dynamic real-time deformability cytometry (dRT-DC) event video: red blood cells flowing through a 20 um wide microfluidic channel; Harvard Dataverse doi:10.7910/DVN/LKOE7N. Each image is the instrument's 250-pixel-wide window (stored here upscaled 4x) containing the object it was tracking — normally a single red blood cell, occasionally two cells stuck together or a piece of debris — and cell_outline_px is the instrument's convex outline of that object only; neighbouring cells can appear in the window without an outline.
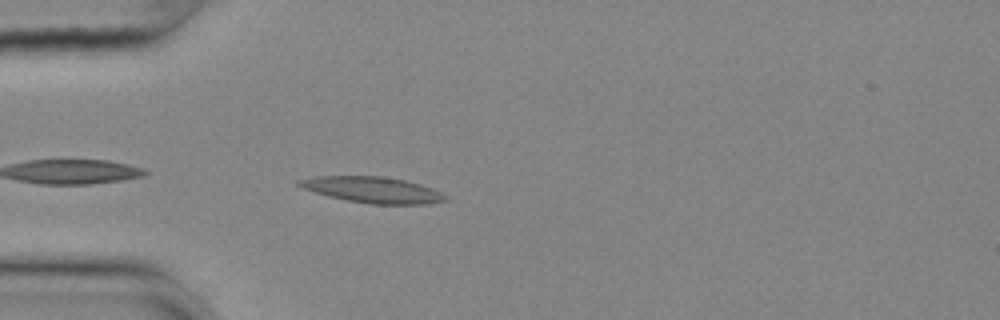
{"species": "common noctule bat (a hibernating species)", "species_latin": "Nyctalus noctula", "temperature_condition": "cold", "stored_images_in_passage": 42, "camera_frame_rate_fps": 3000, "um_per_image_px": 0.085, "animal": {"sex": "female", "body_mass_g": 25.1}, "frame": {"image": 1, "passage_image": 2, "time_ms": 0.333, "image_size_px": [1000, 320], "cell_outline_px": [[448, 200], [424, 204], [368, 204], [328, 196], [304, 188], [296, 184], [296, 180], [316, 176], [380, 176], [404, 180], [420, 184], [432, 188], [448, 196]], "centroid_in_image_um": [31.68, 16.13], "position_along_channel_um": 53.3, "area_um2": 22.08}}
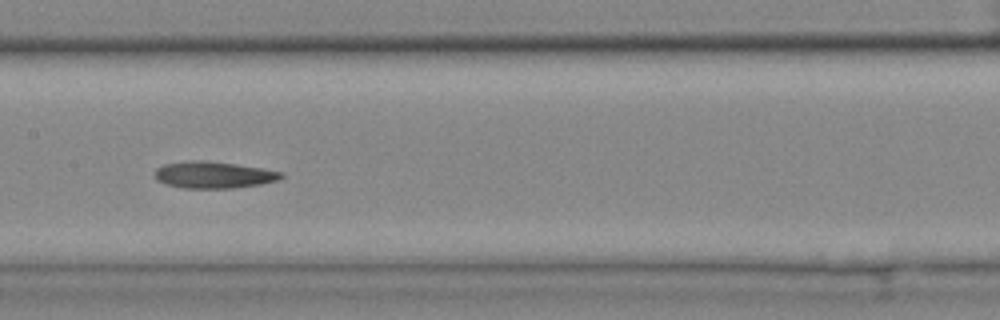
{"frame": {"image": 2, "passage_image": 14, "time_ms": 4.333, "image_size_px": [1000, 320], "cell_outline_px": [[284, 176], [280, 180], [260, 184], [232, 188], [184, 188], [168, 184], [156, 180], [156, 168], [164, 164], [192, 160], [200, 160], [264, 168], [284, 172]], "centroid_in_image_um": [18.2, 14.86], "position_along_channel_um": 189.2, "area_um2": 19.54}}
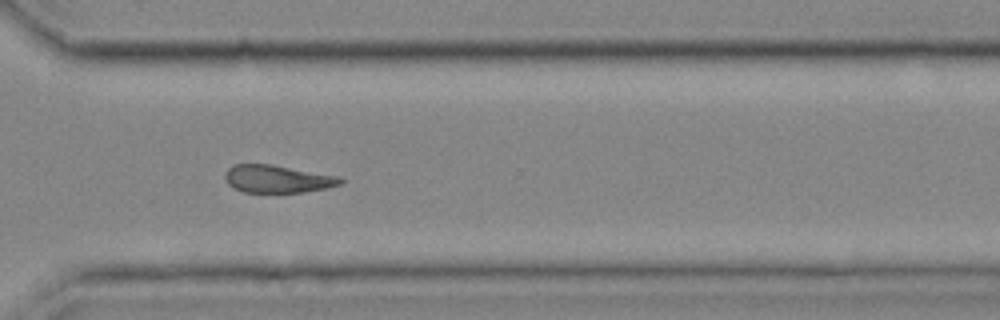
{"frame": {"image": 3, "passage_image": 27, "time_ms": 8.667, "image_size_px": [1000, 320], "cell_outline_px": [[344, 180], [340, 184], [324, 188], [304, 192], [244, 192], [228, 184], [224, 176], [224, 172], [232, 164], [272, 164], [340, 176]], "centroid_in_image_um": [23.57, 15.19], "position_along_channel_um": 347.0, "area_um2": 18.61}}